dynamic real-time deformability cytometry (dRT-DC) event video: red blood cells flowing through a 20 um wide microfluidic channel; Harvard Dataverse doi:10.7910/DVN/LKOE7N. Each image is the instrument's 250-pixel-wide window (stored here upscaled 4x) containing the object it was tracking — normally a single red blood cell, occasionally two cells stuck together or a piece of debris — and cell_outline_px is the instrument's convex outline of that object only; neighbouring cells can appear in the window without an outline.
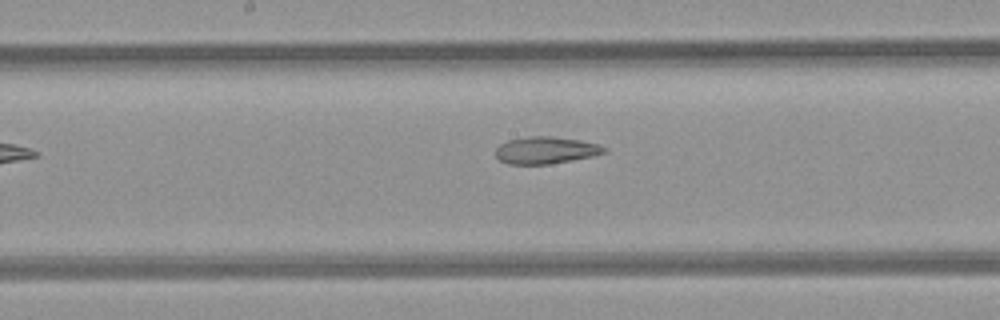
{"species": "common noctule bat (a hibernating species)", "species_latin": "Nyctalus noctula", "temperature_condition": "room temperature", "stored_images_in_passage": 7, "segment_of_instrument_passage": [1, 2], "camera_frame_rate_fps": 3000, "um_per_image_px": 0.085, "animal": {"sex": "female", "body_mass_g": 21.9}, "frame": {"image": 1, "passage_image": 5, "time_ms": 4.667, "image_size_px": [1000, 320], "cell_outline_px": [[608, 152], [592, 156], [572, 160], [548, 164], [508, 164], [500, 160], [496, 156], [496, 148], [500, 144], [508, 140], [528, 136], [552, 136], [580, 140], [600, 144], [608, 148]], "centroid_in_image_um": [46.42, 12.76], "position_along_channel_um": 201.8, "area_um2": 17.22}}
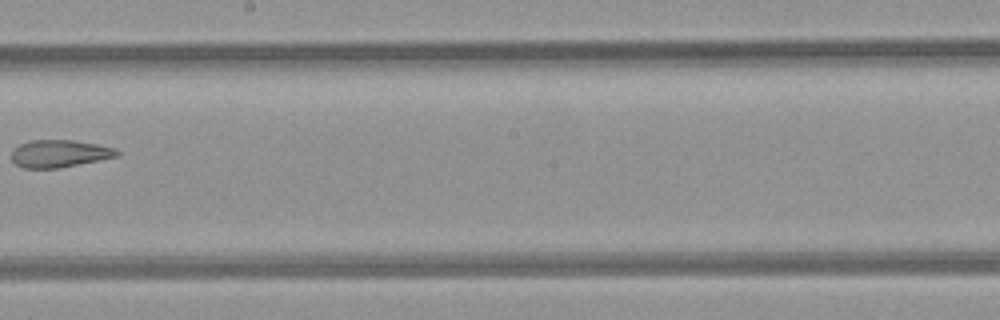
{"frame": {"image": 2, "passage_image": 6, "time_ms": 5.667, "image_size_px": [1000, 320], "cell_outline_px": [[120, 152], [116, 156], [60, 168], [24, 168], [16, 164], [12, 160], [12, 148], [20, 144], [32, 140], [72, 140], [96, 144], [116, 148]], "centroid_in_image_um": [5.02, 13.05], "position_along_channel_um": 243.2, "area_um2": 16.7}}